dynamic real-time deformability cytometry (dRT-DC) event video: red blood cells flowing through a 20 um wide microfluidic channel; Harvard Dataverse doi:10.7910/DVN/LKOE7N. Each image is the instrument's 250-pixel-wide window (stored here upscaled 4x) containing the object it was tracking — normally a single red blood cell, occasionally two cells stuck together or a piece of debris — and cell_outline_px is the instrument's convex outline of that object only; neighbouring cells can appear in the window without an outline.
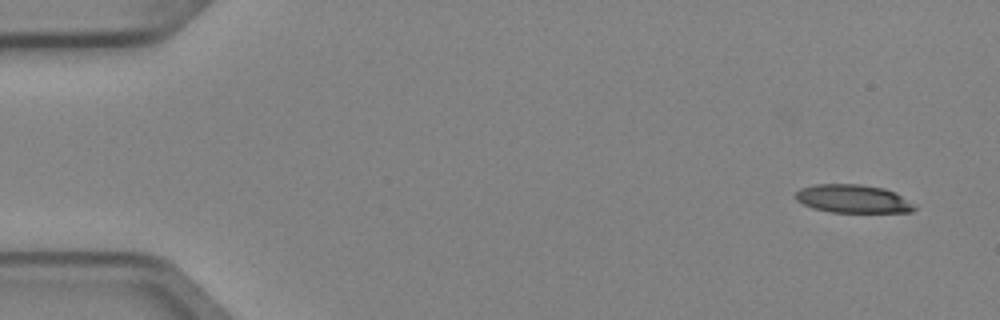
{"species": "Egyptian fruit bat (a non-hibernating species)", "species_latin": "Rousettus aegyptiacus", "temperature_condition": "cold", "stored_images_in_passage": 5, "camera_frame_rate_fps": 3000, "um_per_image_px": 0.085, "animal": {"sex": "female"}, "frame": {"image": 1, "passage_image": 1, "time_ms": 0.0, "image_size_px": [1000, 320], "cell_outline_px": [[916, 208], [912, 212], [832, 212], [812, 208], [796, 200], [792, 196], [800, 188], [812, 184], [860, 184], [884, 188], [896, 192], [916, 204]], "centroid_in_image_um": [72.5, 16.89], "position_along_channel_um": 12.5, "area_um2": 19.88}}
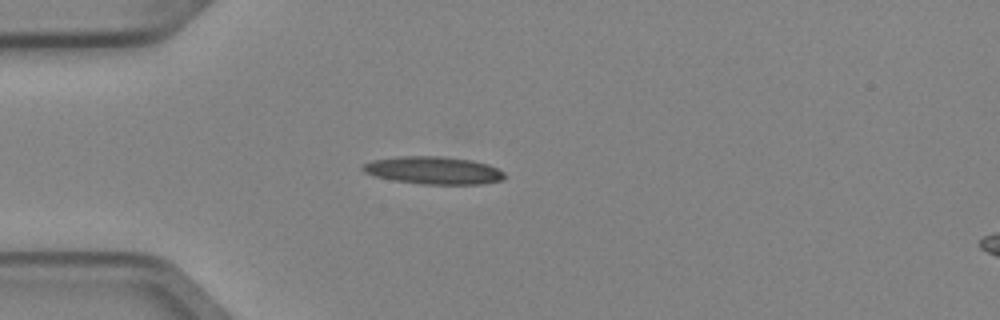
{"frame": {"image": 2, "passage_image": 4, "time_ms": 1.0, "image_size_px": [1000, 320], "cell_outline_px": [[504, 180], [480, 184], [420, 184], [396, 180], [376, 176], [364, 172], [360, 168], [360, 164], [372, 160], [396, 156], [444, 156], [472, 160], [488, 164], [504, 172]], "centroid_in_image_um": [36.82, 14.47], "position_along_channel_um": 48.2, "area_um2": 22.95}}